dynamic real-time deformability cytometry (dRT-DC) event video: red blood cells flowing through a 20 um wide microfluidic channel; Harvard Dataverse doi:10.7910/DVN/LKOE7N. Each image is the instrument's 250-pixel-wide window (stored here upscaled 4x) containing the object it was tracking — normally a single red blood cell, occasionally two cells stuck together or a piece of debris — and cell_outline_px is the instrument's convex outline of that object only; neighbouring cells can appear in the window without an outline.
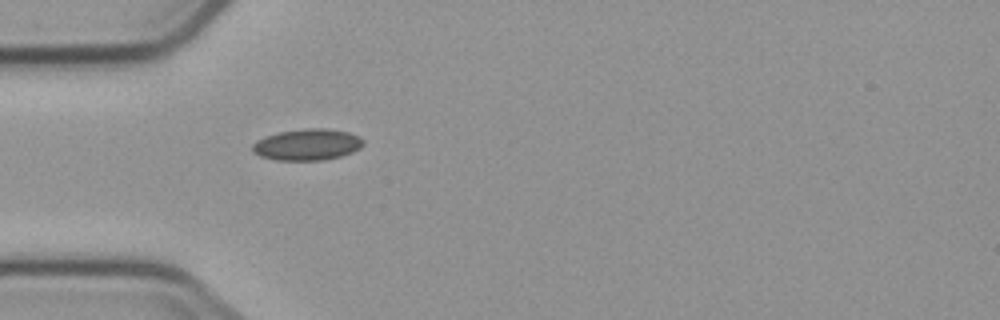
{"species": "common noctule bat (a hibernating species)", "species_latin": "Nyctalus noctula", "temperature_condition": "cold", "stored_images_in_passage": 1, "camera_frame_rate_fps": 3000, "um_per_image_px": 0.085, "animal": {"sex": "male", "body_mass_g": 23.1, "forearm_length_mm": 52.7}, "frame": {"image": 1, "passage_image": 1, "time_ms": 0.0, "image_size_px": [1000, 320], "cell_outline_px": [[364, 144], [360, 148], [352, 152], [340, 156], [324, 160], [276, 160], [260, 156], [252, 152], [252, 144], [256, 140], [280, 132], [304, 128], [324, 128], [348, 132], [360, 136], [364, 140]], "centroid_in_image_um": [26.13, 12.29], "position_along_channel_um": 58.9, "area_um2": 20.29}}